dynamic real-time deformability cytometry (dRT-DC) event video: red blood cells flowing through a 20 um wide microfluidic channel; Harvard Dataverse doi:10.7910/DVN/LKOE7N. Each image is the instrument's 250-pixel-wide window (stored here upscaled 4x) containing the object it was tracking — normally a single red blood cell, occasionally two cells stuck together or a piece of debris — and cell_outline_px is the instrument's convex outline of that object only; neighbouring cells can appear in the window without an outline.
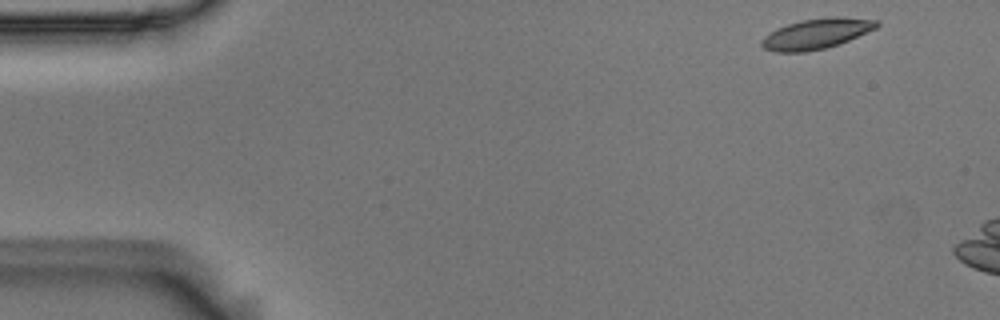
{"species": "Egyptian fruit bat (a non-hibernating species)", "species_latin": "Rousettus aegyptiacus", "temperature_condition": "room temperature", "stored_images_in_passage": 6, "camera_frame_rate_fps": 3000, "um_per_image_px": 0.085, "animal": {"sex": "male"}, "frame": {"image": 1, "passage_image": 1, "time_ms": 0.0, "image_size_px": [1000, 320], "cell_outline_px": [[880, 24], [876, 28], [840, 44], [824, 48], [804, 52], [776, 52], [764, 48], [760, 44], [760, 40], [764, 36], [776, 28], [800, 20], [828, 16], [844, 16], [880, 20]], "centroid_in_image_um": [69.41, 2.85], "position_along_channel_um": 15.6, "area_um2": 20.63}}